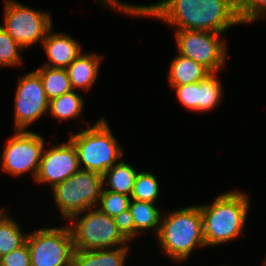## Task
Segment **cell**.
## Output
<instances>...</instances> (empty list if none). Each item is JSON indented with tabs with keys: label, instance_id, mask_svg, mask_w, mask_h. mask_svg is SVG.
<instances>
[{
	"label": "cell",
	"instance_id": "1",
	"mask_svg": "<svg viewBox=\"0 0 266 266\" xmlns=\"http://www.w3.org/2000/svg\"><path fill=\"white\" fill-rule=\"evenodd\" d=\"M105 7L134 17L161 19L175 30H206L223 34L241 24L236 0H162L133 5L120 0H100Z\"/></svg>",
	"mask_w": 266,
	"mask_h": 266
},
{
	"label": "cell",
	"instance_id": "2",
	"mask_svg": "<svg viewBox=\"0 0 266 266\" xmlns=\"http://www.w3.org/2000/svg\"><path fill=\"white\" fill-rule=\"evenodd\" d=\"M249 201V194L244 191L230 190L217 195L210 205H199L206 247L224 244L242 235Z\"/></svg>",
	"mask_w": 266,
	"mask_h": 266
},
{
	"label": "cell",
	"instance_id": "3",
	"mask_svg": "<svg viewBox=\"0 0 266 266\" xmlns=\"http://www.w3.org/2000/svg\"><path fill=\"white\" fill-rule=\"evenodd\" d=\"M165 214H162L157 234L162 253L173 261L183 262L196 247L205 248L199 205H189Z\"/></svg>",
	"mask_w": 266,
	"mask_h": 266
},
{
	"label": "cell",
	"instance_id": "4",
	"mask_svg": "<svg viewBox=\"0 0 266 266\" xmlns=\"http://www.w3.org/2000/svg\"><path fill=\"white\" fill-rule=\"evenodd\" d=\"M106 121L103 117L69 138L76 149L80 169L103 175L123 159V149Z\"/></svg>",
	"mask_w": 266,
	"mask_h": 266
},
{
	"label": "cell",
	"instance_id": "5",
	"mask_svg": "<svg viewBox=\"0 0 266 266\" xmlns=\"http://www.w3.org/2000/svg\"><path fill=\"white\" fill-rule=\"evenodd\" d=\"M68 221L74 250L90 251L129 245L119 232L114 218L97 207L75 214Z\"/></svg>",
	"mask_w": 266,
	"mask_h": 266
},
{
	"label": "cell",
	"instance_id": "6",
	"mask_svg": "<svg viewBox=\"0 0 266 266\" xmlns=\"http://www.w3.org/2000/svg\"><path fill=\"white\" fill-rule=\"evenodd\" d=\"M103 186L102 174L79 169L51 189L62 219L68 221L75 214L97 207Z\"/></svg>",
	"mask_w": 266,
	"mask_h": 266
},
{
	"label": "cell",
	"instance_id": "7",
	"mask_svg": "<svg viewBox=\"0 0 266 266\" xmlns=\"http://www.w3.org/2000/svg\"><path fill=\"white\" fill-rule=\"evenodd\" d=\"M4 21L0 26L23 49L42 45L48 31L53 28L49 12L33 9L16 0H4Z\"/></svg>",
	"mask_w": 266,
	"mask_h": 266
},
{
	"label": "cell",
	"instance_id": "8",
	"mask_svg": "<svg viewBox=\"0 0 266 266\" xmlns=\"http://www.w3.org/2000/svg\"><path fill=\"white\" fill-rule=\"evenodd\" d=\"M26 242L31 266H72L74 245L68 225L31 231Z\"/></svg>",
	"mask_w": 266,
	"mask_h": 266
},
{
	"label": "cell",
	"instance_id": "9",
	"mask_svg": "<svg viewBox=\"0 0 266 266\" xmlns=\"http://www.w3.org/2000/svg\"><path fill=\"white\" fill-rule=\"evenodd\" d=\"M222 35L206 30H176L174 36L178 54L217 73L224 68L228 57L226 39Z\"/></svg>",
	"mask_w": 266,
	"mask_h": 266
},
{
	"label": "cell",
	"instance_id": "10",
	"mask_svg": "<svg viewBox=\"0 0 266 266\" xmlns=\"http://www.w3.org/2000/svg\"><path fill=\"white\" fill-rule=\"evenodd\" d=\"M14 132L15 135L6 141L3 153H0L1 170L14 177L31 172L35 180L45 141L36 132Z\"/></svg>",
	"mask_w": 266,
	"mask_h": 266
},
{
	"label": "cell",
	"instance_id": "11",
	"mask_svg": "<svg viewBox=\"0 0 266 266\" xmlns=\"http://www.w3.org/2000/svg\"><path fill=\"white\" fill-rule=\"evenodd\" d=\"M14 130L27 131L49 109L41 77L32 70L19 78L14 103Z\"/></svg>",
	"mask_w": 266,
	"mask_h": 266
},
{
	"label": "cell",
	"instance_id": "12",
	"mask_svg": "<svg viewBox=\"0 0 266 266\" xmlns=\"http://www.w3.org/2000/svg\"><path fill=\"white\" fill-rule=\"evenodd\" d=\"M80 169L76 149L68 142L43 150L35 182L49 184L51 189Z\"/></svg>",
	"mask_w": 266,
	"mask_h": 266
},
{
	"label": "cell",
	"instance_id": "13",
	"mask_svg": "<svg viewBox=\"0 0 266 266\" xmlns=\"http://www.w3.org/2000/svg\"><path fill=\"white\" fill-rule=\"evenodd\" d=\"M47 60L45 67L66 69L83 51L78 40L67 33L53 32L51 28L42 42Z\"/></svg>",
	"mask_w": 266,
	"mask_h": 266
},
{
	"label": "cell",
	"instance_id": "14",
	"mask_svg": "<svg viewBox=\"0 0 266 266\" xmlns=\"http://www.w3.org/2000/svg\"><path fill=\"white\" fill-rule=\"evenodd\" d=\"M102 57L100 54L82 52L67 68L73 90L89 91L96 83Z\"/></svg>",
	"mask_w": 266,
	"mask_h": 266
},
{
	"label": "cell",
	"instance_id": "15",
	"mask_svg": "<svg viewBox=\"0 0 266 266\" xmlns=\"http://www.w3.org/2000/svg\"><path fill=\"white\" fill-rule=\"evenodd\" d=\"M130 246L90 251L74 250L72 266H125Z\"/></svg>",
	"mask_w": 266,
	"mask_h": 266
},
{
	"label": "cell",
	"instance_id": "16",
	"mask_svg": "<svg viewBox=\"0 0 266 266\" xmlns=\"http://www.w3.org/2000/svg\"><path fill=\"white\" fill-rule=\"evenodd\" d=\"M167 73L171 87L200 82L211 74L203 65L178 53L171 61Z\"/></svg>",
	"mask_w": 266,
	"mask_h": 266
},
{
	"label": "cell",
	"instance_id": "17",
	"mask_svg": "<svg viewBox=\"0 0 266 266\" xmlns=\"http://www.w3.org/2000/svg\"><path fill=\"white\" fill-rule=\"evenodd\" d=\"M136 170L135 167L121 159L102 175L103 184L107 183L110 186V188L103 186V189L131 196L138 174Z\"/></svg>",
	"mask_w": 266,
	"mask_h": 266
},
{
	"label": "cell",
	"instance_id": "18",
	"mask_svg": "<svg viewBox=\"0 0 266 266\" xmlns=\"http://www.w3.org/2000/svg\"><path fill=\"white\" fill-rule=\"evenodd\" d=\"M129 211L135 224V237L143 233V230L153 229L158 234L162 214L157 204L131 199Z\"/></svg>",
	"mask_w": 266,
	"mask_h": 266
},
{
	"label": "cell",
	"instance_id": "19",
	"mask_svg": "<svg viewBox=\"0 0 266 266\" xmlns=\"http://www.w3.org/2000/svg\"><path fill=\"white\" fill-rule=\"evenodd\" d=\"M27 235L18 222L13 220L4 208H0V257L24 245Z\"/></svg>",
	"mask_w": 266,
	"mask_h": 266
},
{
	"label": "cell",
	"instance_id": "20",
	"mask_svg": "<svg viewBox=\"0 0 266 266\" xmlns=\"http://www.w3.org/2000/svg\"><path fill=\"white\" fill-rule=\"evenodd\" d=\"M35 71L41 77L49 101L73 90L66 69L41 66Z\"/></svg>",
	"mask_w": 266,
	"mask_h": 266
},
{
	"label": "cell",
	"instance_id": "21",
	"mask_svg": "<svg viewBox=\"0 0 266 266\" xmlns=\"http://www.w3.org/2000/svg\"><path fill=\"white\" fill-rule=\"evenodd\" d=\"M84 107V99L75 90L49 101L48 113L58 120L79 119Z\"/></svg>",
	"mask_w": 266,
	"mask_h": 266
},
{
	"label": "cell",
	"instance_id": "22",
	"mask_svg": "<svg viewBox=\"0 0 266 266\" xmlns=\"http://www.w3.org/2000/svg\"><path fill=\"white\" fill-rule=\"evenodd\" d=\"M216 74L211 73L198 82V112L210 111L222 101V83L218 80Z\"/></svg>",
	"mask_w": 266,
	"mask_h": 266
},
{
	"label": "cell",
	"instance_id": "23",
	"mask_svg": "<svg viewBox=\"0 0 266 266\" xmlns=\"http://www.w3.org/2000/svg\"><path fill=\"white\" fill-rule=\"evenodd\" d=\"M160 185L157 177L150 171H139L134 182L131 199L143 202L157 203Z\"/></svg>",
	"mask_w": 266,
	"mask_h": 266
},
{
	"label": "cell",
	"instance_id": "24",
	"mask_svg": "<svg viewBox=\"0 0 266 266\" xmlns=\"http://www.w3.org/2000/svg\"><path fill=\"white\" fill-rule=\"evenodd\" d=\"M22 50L23 47L0 26V66L15 67L23 64L20 56Z\"/></svg>",
	"mask_w": 266,
	"mask_h": 266
},
{
	"label": "cell",
	"instance_id": "25",
	"mask_svg": "<svg viewBox=\"0 0 266 266\" xmlns=\"http://www.w3.org/2000/svg\"><path fill=\"white\" fill-rule=\"evenodd\" d=\"M130 200L131 197L126 194L103 189L97 208L109 217L114 218L129 209Z\"/></svg>",
	"mask_w": 266,
	"mask_h": 266
},
{
	"label": "cell",
	"instance_id": "26",
	"mask_svg": "<svg viewBox=\"0 0 266 266\" xmlns=\"http://www.w3.org/2000/svg\"><path fill=\"white\" fill-rule=\"evenodd\" d=\"M236 9L241 24H250L266 16V0H236Z\"/></svg>",
	"mask_w": 266,
	"mask_h": 266
},
{
	"label": "cell",
	"instance_id": "27",
	"mask_svg": "<svg viewBox=\"0 0 266 266\" xmlns=\"http://www.w3.org/2000/svg\"><path fill=\"white\" fill-rule=\"evenodd\" d=\"M172 88L175 89L178 100L185 108L198 111V82L176 85Z\"/></svg>",
	"mask_w": 266,
	"mask_h": 266
},
{
	"label": "cell",
	"instance_id": "28",
	"mask_svg": "<svg viewBox=\"0 0 266 266\" xmlns=\"http://www.w3.org/2000/svg\"><path fill=\"white\" fill-rule=\"evenodd\" d=\"M0 266H31L27 242L18 249L0 257Z\"/></svg>",
	"mask_w": 266,
	"mask_h": 266
},
{
	"label": "cell",
	"instance_id": "29",
	"mask_svg": "<svg viewBox=\"0 0 266 266\" xmlns=\"http://www.w3.org/2000/svg\"><path fill=\"white\" fill-rule=\"evenodd\" d=\"M114 221L122 236L131 242L135 238V224L129 209L115 216Z\"/></svg>",
	"mask_w": 266,
	"mask_h": 266
}]
</instances>
